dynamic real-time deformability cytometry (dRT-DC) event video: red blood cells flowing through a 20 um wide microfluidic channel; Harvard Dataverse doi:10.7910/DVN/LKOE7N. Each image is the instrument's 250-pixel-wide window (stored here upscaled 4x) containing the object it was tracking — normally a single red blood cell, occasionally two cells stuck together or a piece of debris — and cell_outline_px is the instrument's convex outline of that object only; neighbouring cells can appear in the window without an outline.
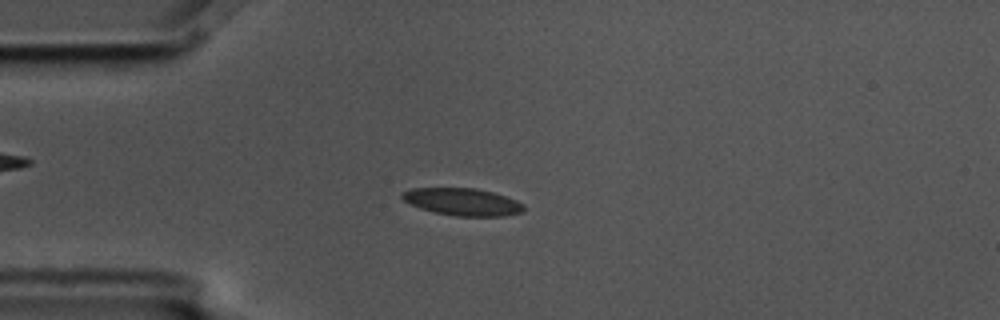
{"species": "common noctule bat (a hibernating species)", "species_latin": "Nyctalus noctula", "temperature_condition": "cold", "stored_images_in_passage": 5, "camera_frame_rate_fps": 3000, "um_per_image_px": 0.085, "animal": {"sex": "male", "body_mass_g": 17.5, "forearm_length_mm": 52.3}, "frame": {"image": 1, "passage_image": 3, "time_ms": 0.667, "image_size_px": [1000, 320], "cell_outline_px": [[524, 208], [520, 212], [504, 216], [456, 216], [436, 212], [420, 208], [404, 200], [400, 196], [404, 192], [412, 188], [476, 188], [492, 192], [516, 200], [524, 204]], "centroid_in_image_um": [39.32, 17.15], "position_along_channel_um": 45.7, "area_um2": 19.07}}
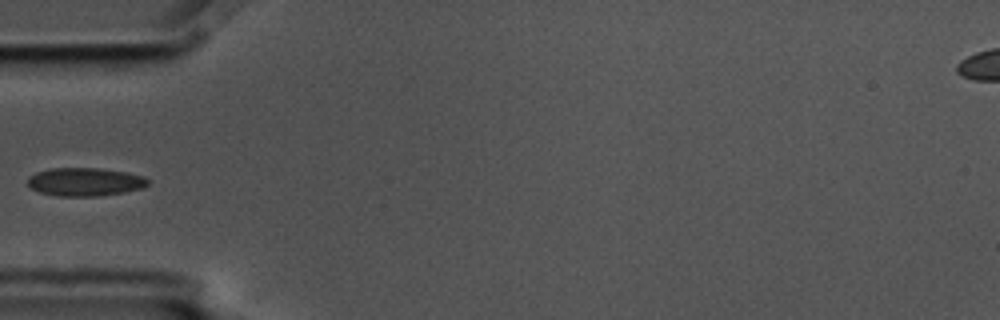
{"frame": {"image": 2, "passage_image": 4, "time_ms": 1.0, "image_size_px": [1000, 320], "cell_outline_px": [[148, 184], [144, 188], [124, 192], [96, 196], [56, 196], [40, 192], [32, 188], [28, 184], [28, 176], [36, 172], [52, 168], [100, 168], [128, 172], [144, 176], [148, 180]], "centroid_in_image_um": [7.24, 15.45], "position_along_channel_um": 77.8, "area_um2": 19.88}}